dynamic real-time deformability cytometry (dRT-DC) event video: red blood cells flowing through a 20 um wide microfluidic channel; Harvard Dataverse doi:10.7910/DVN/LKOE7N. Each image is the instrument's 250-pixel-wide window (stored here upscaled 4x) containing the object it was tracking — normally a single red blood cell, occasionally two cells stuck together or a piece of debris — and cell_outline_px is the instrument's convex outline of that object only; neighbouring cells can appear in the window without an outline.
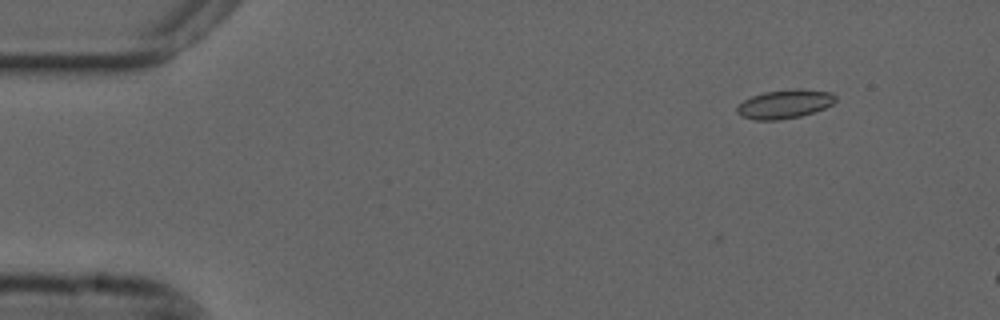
{"species": "common noctule bat (a hibernating species)", "species_latin": "Nyctalus noctula", "temperature_condition": "cold", "stored_images_in_passage": 5, "camera_frame_rate_fps": 3000, "um_per_image_px": 0.085, "animal": {"sex": "male", "forearm_length_mm": 52.5}, "frame": {"image": 1, "passage_image": 5, "time_ms": 1.333, "image_size_px": [1000, 320], "cell_outline_px": [[836, 100], [832, 104], [824, 108], [800, 116], [780, 120], [756, 120], [740, 116], [736, 112], [736, 108], [744, 100], [752, 96], [764, 92], [796, 88], [800, 88], [832, 92], [836, 96]], "centroid_in_image_um": [66.7, 8.84], "position_along_channel_um": 18.3, "area_um2": 16.59}}